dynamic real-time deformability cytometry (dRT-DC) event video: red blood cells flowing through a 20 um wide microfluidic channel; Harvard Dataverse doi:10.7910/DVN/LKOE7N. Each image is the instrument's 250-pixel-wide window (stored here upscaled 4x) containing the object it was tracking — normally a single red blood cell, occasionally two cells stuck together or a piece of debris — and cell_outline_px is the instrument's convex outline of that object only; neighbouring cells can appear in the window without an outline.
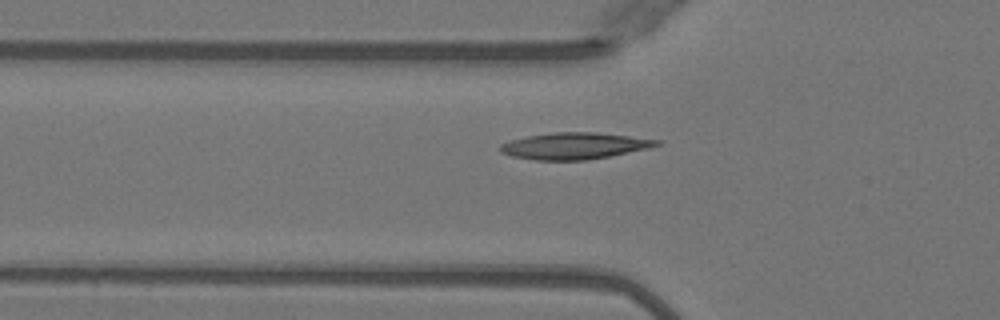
{"species": "Egyptian fruit bat (a non-hibernating species)", "species_latin": "Rousettus aegyptiacus", "temperature_condition": "warm", "stored_images_in_passage": 33, "camera_frame_rate_fps": 3000, "um_per_image_px": 0.085, "animal": {"sex": "female"}, "frame": {"image": 1, "passage_image": 3, "time_ms": 0.667, "image_size_px": [1000, 320], "cell_outline_px": [[664, 140], [660, 144], [648, 148], [608, 156], [584, 160], [536, 160], [512, 156], [500, 152], [500, 144], [512, 140], [528, 136], [556, 132], [596, 132]], "centroid_in_image_um": [48.84, 12.39], "position_along_channel_um": 77.0, "area_um2": 23.99}}
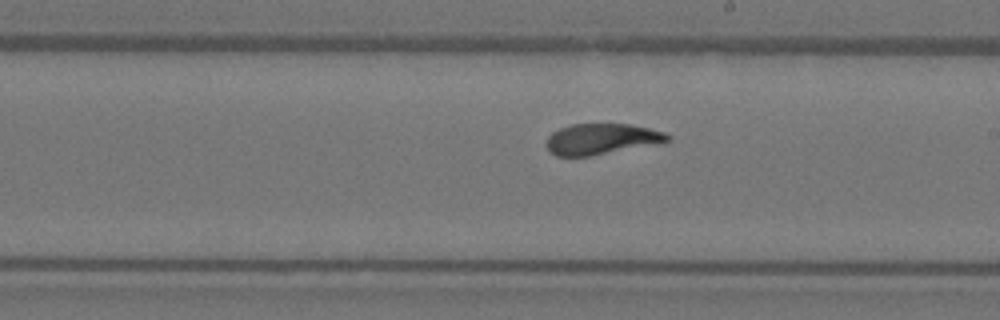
{"frame": {"image": 2, "passage_image": 15, "time_ms": 4.667, "image_size_px": [1000, 320], "cell_outline_px": [[672, 140], [664, 144], [588, 156], [556, 156], [548, 148], [548, 136], [552, 132], [560, 128], [572, 124], [632, 124], [664, 132], [672, 136]], "centroid_in_image_um": [51.24, 11.82], "position_along_channel_um": 237.8, "area_um2": 22.02}}
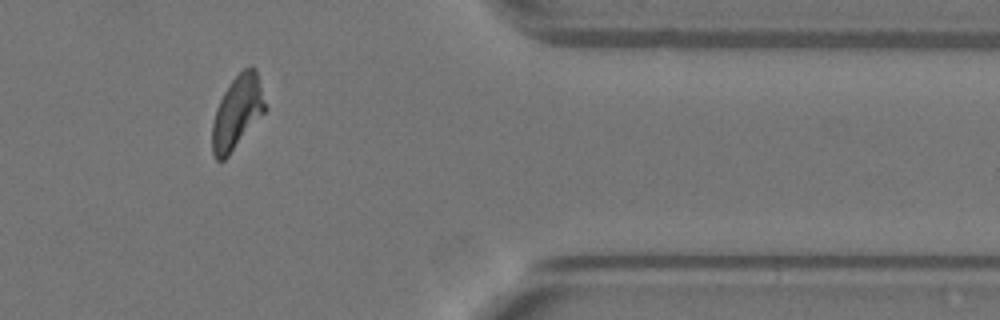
{"frame": {"image": 3, "passage_image": 28, "time_ms": 9.0, "image_size_px": [1000, 320], "cell_outline_px": [[268, 108], [228, 156], [224, 160], [216, 160], [212, 152], [212, 124], [216, 108], [224, 92], [232, 80], [244, 68], [252, 64], [256, 68]], "centroid_in_image_um": [20.18, 9.52], "position_along_channel_um": 391.2, "area_um2": 22.6}, "authors_computed_cell_mechanics": {"area_um2": 22.5998, "velocity_mm_per_s": 4.0083, "shape_relaxation_time_tau1_ms": 4.8492, "shape_relaxation_time_tau2_ms": 1.1501, "deformation_change_tau1": 0.1847, "deformation_change_tau2": 0.078}}